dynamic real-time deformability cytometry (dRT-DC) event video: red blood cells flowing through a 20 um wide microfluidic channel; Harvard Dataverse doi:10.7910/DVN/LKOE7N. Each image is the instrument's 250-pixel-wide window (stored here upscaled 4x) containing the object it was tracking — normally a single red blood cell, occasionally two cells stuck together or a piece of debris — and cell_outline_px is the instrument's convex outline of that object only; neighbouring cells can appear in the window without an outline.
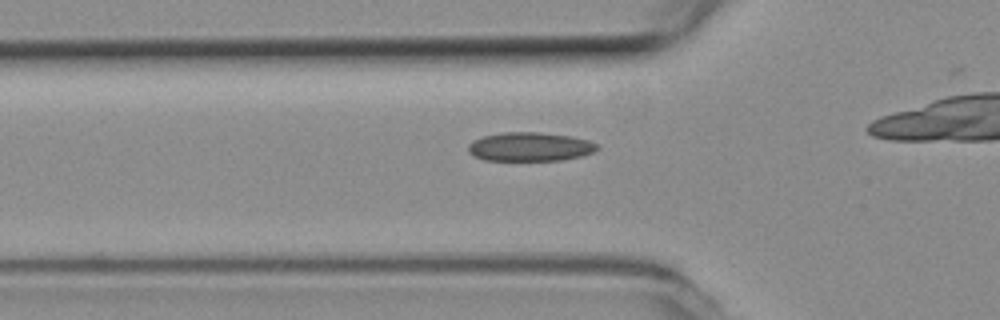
{"species": "common noctule bat (a hibernating species)", "species_latin": "Nyctalus noctula", "temperature_condition": "room temperature", "stored_images_in_passage": 28, "camera_frame_rate_fps": 3000, "um_per_image_px": 0.085, "animal": {"sex": "female", "body_mass_g": 19.3, "forearm_length_mm": 54.1}, "frame": {"image": 1, "passage_image": 4, "time_ms": 1.0, "image_size_px": [1000, 320], "cell_outline_px": [[596, 148], [592, 152], [580, 156], [564, 160], [484, 160], [468, 152], [468, 144], [472, 140], [484, 136], [504, 132], [540, 132], [572, 136], [588, 140], [596, 144]], "centroid_in_image_um": [45.01, 12.47], "position_along_channel_um": 80.8, "area_um2": 21.56}}
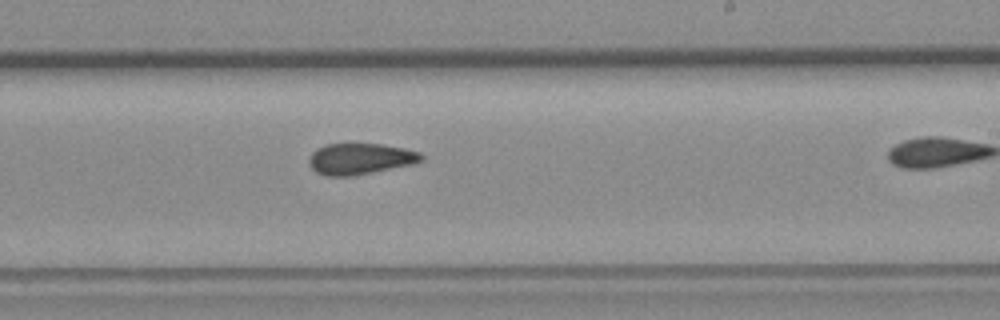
{"frame": {"image": 2, "passage_image": 18, "time_ms": 5.667, "image_size_px": [1000, 320], "cell_outline_px": [[424, 160], [412, 164], [352, 176], [324, 176], [316, 172], [308, 164], [308, 160], [312, 152], [316, 148], [324, 144], [380, 144], [404, 148], [420, 152], [424, 156]], "centroid_in_image_um": [30.59, 13.5], "position_along_channel_um": 258.4, "area_um2": 20.46}}
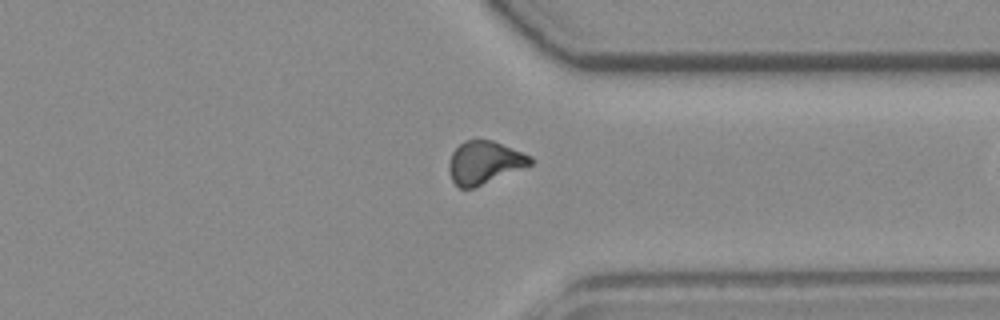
{"frame": {"image": 3, "passage_image": 27, "time_ms": 8.667, "image_size_px": [1000, 320], "cell_outline_px": [[536, 160], [532, 164], [472, 188], [460, 188], [452, 180], [448, 168], [448, 164], [452, 152], [464, 140], [492, 140], [532, 156]], "centroid_in_image_um": [41.17, 13.8], "position_along_channel_um": 370.2, "area_um2": 20.06}}